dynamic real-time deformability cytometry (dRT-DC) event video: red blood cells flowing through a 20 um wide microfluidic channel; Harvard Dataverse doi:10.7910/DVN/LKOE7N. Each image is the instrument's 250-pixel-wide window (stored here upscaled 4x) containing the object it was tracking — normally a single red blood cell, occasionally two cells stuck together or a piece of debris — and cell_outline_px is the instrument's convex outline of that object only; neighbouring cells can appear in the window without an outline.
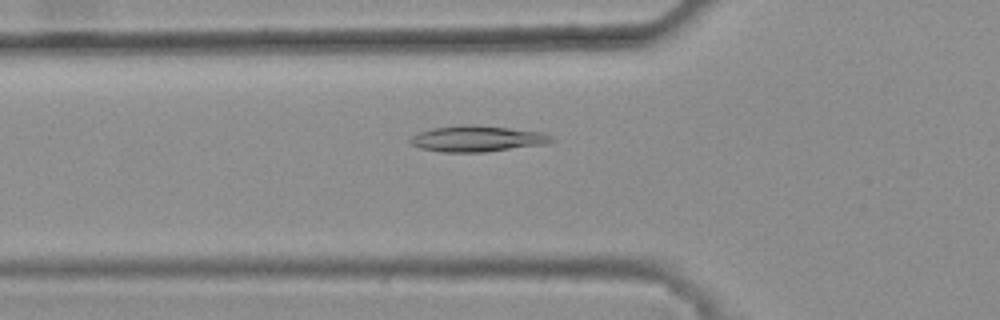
{"species": "common noctule bat (a hibernating species)", "species_latin": "Nyctalus noctula", "temperature_condition": "warm", "stored_images_in_passage": 42, "camera_frame_rate_fps": 3000, "um_per_image_px": 0.085, "animal": {"sex": "female", "body_mass_g": 25.1}, "frame": {"image": 1, "passage_image": 12, "time_ms": 3.667, "image_size_px": [1000, 320], "cell_outline_px": [[556, 140], [544, 144], [484, 152], [444, 152], [420, 148], [412, 144], [408, 140], [416, 132], [432, 128], [464, 124], [468, 124], [508, 128], [544, 132], [552, 136]], "centroid_in_image_um": [40.54, 11.78], "position_along_channel_um": 85.3, "area_um2": 21.39}}
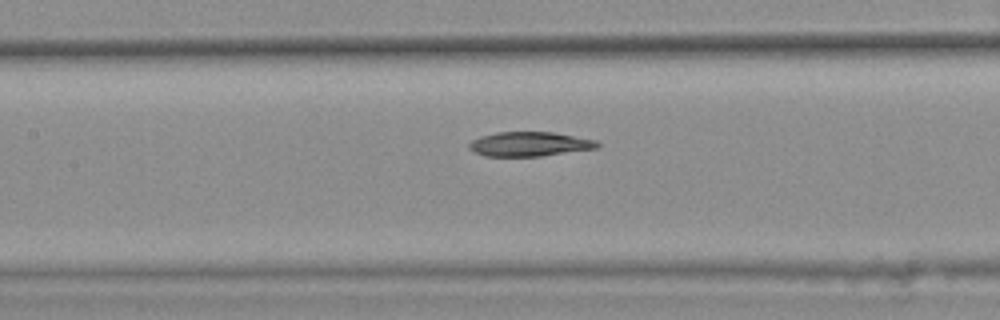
{"frame": {"image": 2, "passage_image": 18, "time_ms": 5.667, "image_size_px": [1000, 320], "cell_outline_px": [[600, 148], [540, 156], [484, 156], [472, 152], [468, 148], [468, 144], [472, 140], [480, 136], [496, 132], [552, 132], [596, 140], [600, 144]], "centroid_in_image_um": [44.99, 12.25], "position_along_channel_um": 162.4, "area_um2": 18.38}}
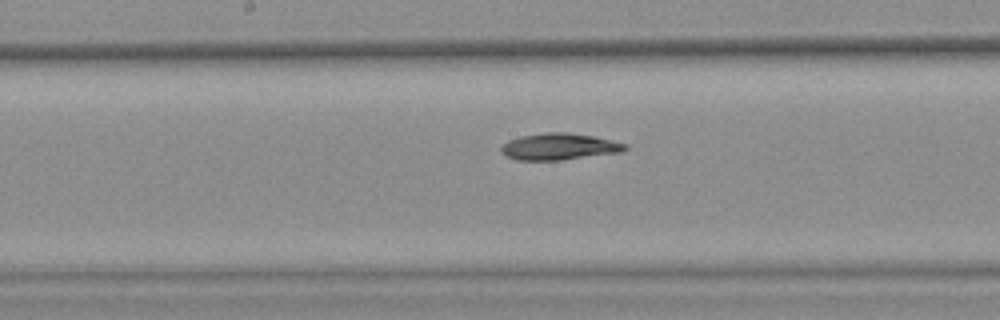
{"frame": {"image": 3, "passage_image": 21, "time_ms": 6.667, "image_size_px": [1000, 320], "cell_outline_px": [[628, 148], [620, 152], [560, 160], [516, 160], [500, 152], [500, 148], [508, 140], [520, 136], [544, 132], [568, 132], [592, 136], [612, 140], [628, 144]], "centroid_in_image_um": [47.52, 12.45], "position_along_channel_um": 200.7, "area_um2": 19.19}, "authors_computed_cell_mechanics": {"area_um2": 19.1896, "velocity_mm_per_s": 3.842, "shape_relaxation_time_tau1_ms": null, "shape_relaxation_time_tau2_ms": 5.2226, "deformation_change_tau1": null, "deformation_change_tau2": 0.0864}}